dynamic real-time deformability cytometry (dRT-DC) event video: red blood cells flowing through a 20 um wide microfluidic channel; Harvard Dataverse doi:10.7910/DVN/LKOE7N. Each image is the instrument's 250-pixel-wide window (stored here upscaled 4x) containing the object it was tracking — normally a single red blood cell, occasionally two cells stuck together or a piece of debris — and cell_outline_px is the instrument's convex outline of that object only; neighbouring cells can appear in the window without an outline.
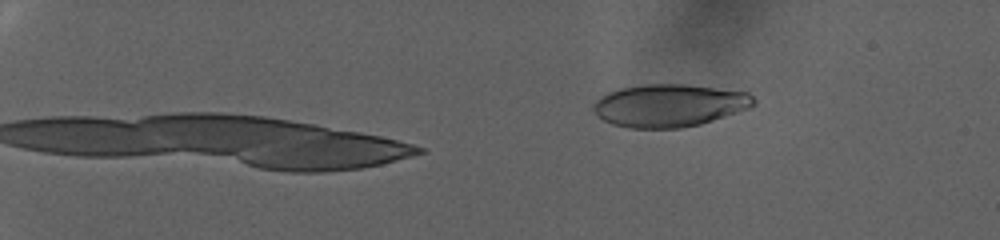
{"species": "human", "species_latin": "Homo sapiens", "temperature_condition": "warm", "stored_images_in_passage": 28, "camera_frame_rate_fps": 3000, "um_per_image_px": 0.085, "donor": {"sex": "female"}, "frame": {"image": 1, "passage_image": 1, "time_ms": 0.0, "image_size_px": [1000, 240], "cell_outline_px": [[756, 104], [748, 108], [700, 124], [680, 128], [628, 128], [612, 124], [604, 120], [592, 108], [596, 100], [600, 96], [608, 92], [620, 88], [644, 84], [684, 84], [748, 92], [756, 100]], "centroid_in_image_um": [56.88, 8.96], "position_along_channel_um": 28.1, "area_um2": 39.65}}
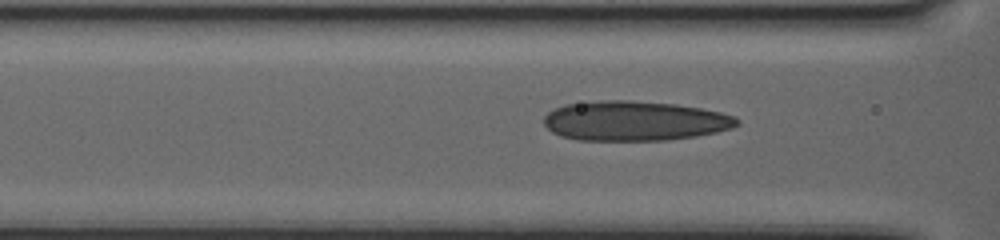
{"frame": {"image": 2, "passage_image": 21, "time_ms": 6.667, "image_size_px": [1000, 240], "cell_outline_px": [[740, 124], [732, 128], [716, 132], [696, 136], [664, 140], [576, 140], [560, 136], [552, 132], [544, 124], [544, 116], [548, 112], [564, 104], [600, 100], [632, 100], [676, 104], [700, 108], [720, 112], [736, 116], [740, 120]], "centroid_in_image_um": [53.94, 10.27], "position_along_channel_um": 112.7, "area_um2": 44.97}}
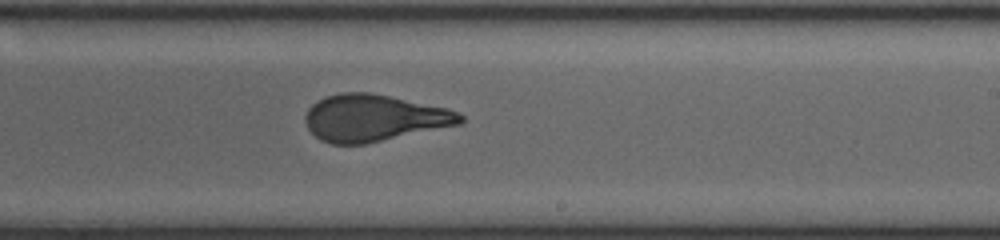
{"frame": {"image": 3, "passage_image": 28, "time_ms": 9.0, "image_size_px": [1000, 240], "cell_outline_px": [[464, 120], [460, 124], [364, 144], [332, 144], [320, 140], [308, 128], [304, 120], [304, 116], [308, 108], [316, 100], [324, 96], [340, 92], [368, 92], [448, 108], [460, 112], [464, 116]], "centroid_in_image_um": [31.76, 10.02], "position_along_channel_um": 257.2, "area_um2": 42.25}}